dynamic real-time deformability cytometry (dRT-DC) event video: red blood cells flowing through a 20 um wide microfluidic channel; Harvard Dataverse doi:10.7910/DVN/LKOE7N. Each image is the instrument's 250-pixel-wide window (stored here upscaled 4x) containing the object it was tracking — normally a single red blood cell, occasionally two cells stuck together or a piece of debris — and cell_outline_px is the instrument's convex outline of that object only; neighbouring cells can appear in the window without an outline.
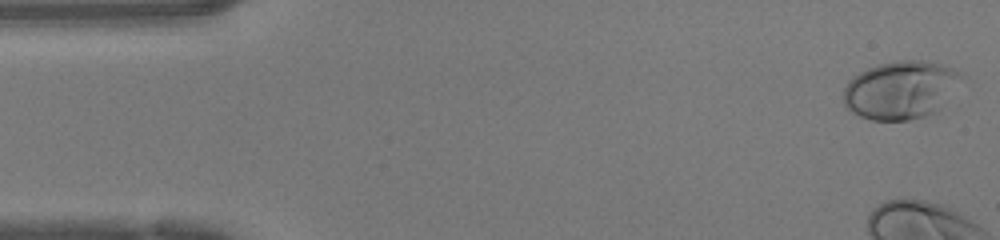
{"species": "human", "species_latin": "Homo sapiens", "temperature_condition": "warm", "stored_images_in_passage": 8, "camera_frame_rate_fps": 3000, "um_per_image_px": 0.085, "donor": {"sex": "female"}, "frame": {"image": 1, "passage_image": 1, "time_ms": 0.0, "image_size_px": [1000, 240], "cell_outline_px": [[964, 76], [940, 108], [936, 112], [924, 116], [908, 120], [872, 120], [860, 116], [852, 112], [844, 104], [844, 88], [848, 80], [852, 76], [868, 68], [880, 64], [896, 60], [924, 60], [940, 64], [952, 68], [960, 72]], "centroid_in_image_um": [76.54, 7.63], "position_along_channel_um": 8.5, "area_um2": 39.82}}